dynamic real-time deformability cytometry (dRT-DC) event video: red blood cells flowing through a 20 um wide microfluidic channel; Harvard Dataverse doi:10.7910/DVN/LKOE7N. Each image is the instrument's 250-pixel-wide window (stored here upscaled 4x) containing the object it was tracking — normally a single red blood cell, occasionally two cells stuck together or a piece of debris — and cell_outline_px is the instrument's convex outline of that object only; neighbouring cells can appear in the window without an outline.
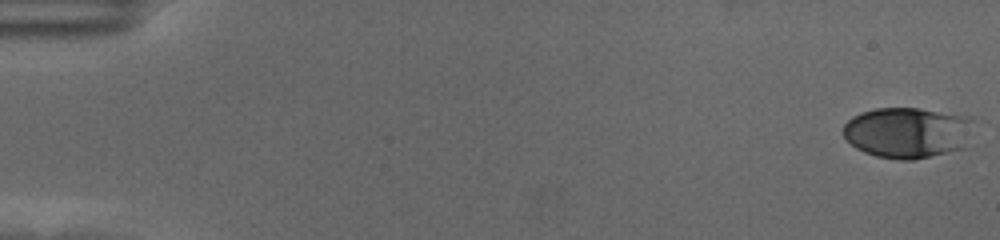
{"species": "human", "species_latin": "Homo sapiens", "temperature_condition": "cold", "stored_images_in_passage": 58, "camera_frame_rate_fps": 3000, "um_per_image_px": 0.085, "donor": {"sex": "female"}, "frame": {"image": 1, "passage_image": 1, "time_ms": 0.0, "image_size_px": [1000, 240], "cell_outline_px": [[972, 120], [964, 148], [912, 160], [900, 160], [876, 156], [864, 152], [856, 148], [844, 136], [844, 124], [852, 116], [860, 112], [876, 108], [920, 108], [972, 116]], "centroid_in_image_um": [77.11, 11.25], "position_along_channel_um": 7.9, "area_um2": 38.55}}
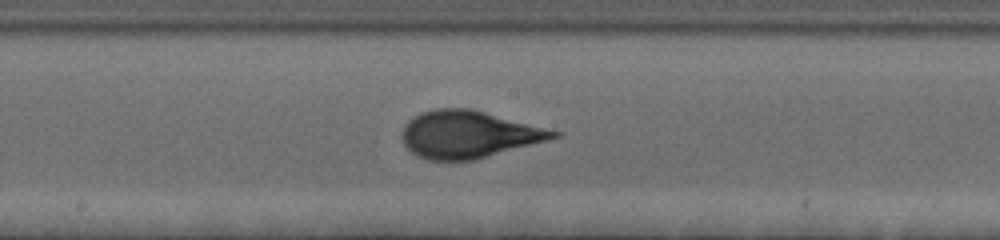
{"frame": {"image": 2, "passage_image": 32, "time_ms": 10.333, "image_size_px": [1000, 240], "cell_outline_px": [[564, 132], [560, 136], [548, 140], [472, 160], [428, 160], [416, 156], [404, 144], [400, 136], [404, 124], [412, 116], [420, 112], [432, 108], [468, 108]], "centroid_in_image_um": [39.78, 11.41], "position_along_channel_um": 208.4, "area_um2": 41.67}}
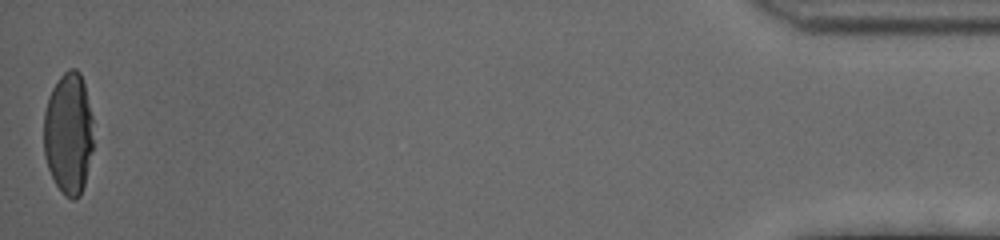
{"frame": {"image": 3, "passage_image": 58, "time_ms": 19.0, "image_size_px": [1000, 240], "cell_outline_px": [[92, 148], [84, 184], [80, 196], [72, 200], [64, 196], [56, 184], [48, 168], [44, 156], [44, 112], [48, 96], [52, 88], [60, 76], [68, 68], [76, 68], [80, 72], [84, 84], [92, 116]], "centroid_in_image_um": [5.81, 11.33], "position_along_channel_um": 429.4, "area_um2": 35.26}, "authors_computed_cell_mechanics": {"area_um2": 39.6797, "velocity_mm_per_s": 3.5293, "shape_relaxation_time_tau1_ms": 4.1833, "shape_relaxation_time_tau2_ms": null, "deformation_change_tau1": 0.1869, "deformation_change_tau2": null}}